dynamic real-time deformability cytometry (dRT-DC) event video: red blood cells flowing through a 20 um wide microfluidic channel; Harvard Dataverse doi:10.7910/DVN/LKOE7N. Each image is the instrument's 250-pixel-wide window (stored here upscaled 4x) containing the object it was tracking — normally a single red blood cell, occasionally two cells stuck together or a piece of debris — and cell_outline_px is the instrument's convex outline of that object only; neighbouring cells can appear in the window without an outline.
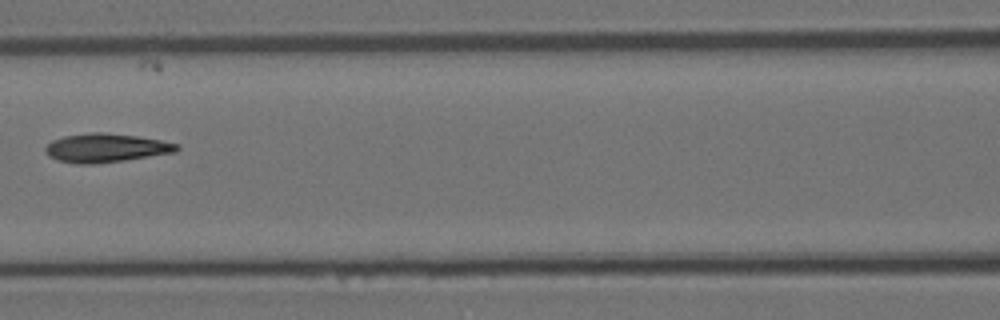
{"species": "Egyptian fruit bat (a non-hibernating species)", "species_latin": "Rousettus aegyptiacus", "temperature_condition": "room temperature", "stored_images_in_passage": 8, "camera_frame_rate_fps": 3000, "um_per_image_px": 0.085, "animal": {"sex": "female"}, "frame": {"image": 1, "passage_image": 7, "time_ms": 2.0, "image_size_px": [1000, 320], "cell_outline_px": [[180, 148], [176, 152], [124, 160], [96, 164], [76, 164], [56, 160], [48, 156], [44, 152], [44, 148], [52, 140], [64, 136], [92, 132], [104, 132], [136, 136], [160, 140], [180, 144]], "centroid_in_image_um": [8.98, 12.58], "position_along_channel_um": 157.6, "area_um2": 22.14}}